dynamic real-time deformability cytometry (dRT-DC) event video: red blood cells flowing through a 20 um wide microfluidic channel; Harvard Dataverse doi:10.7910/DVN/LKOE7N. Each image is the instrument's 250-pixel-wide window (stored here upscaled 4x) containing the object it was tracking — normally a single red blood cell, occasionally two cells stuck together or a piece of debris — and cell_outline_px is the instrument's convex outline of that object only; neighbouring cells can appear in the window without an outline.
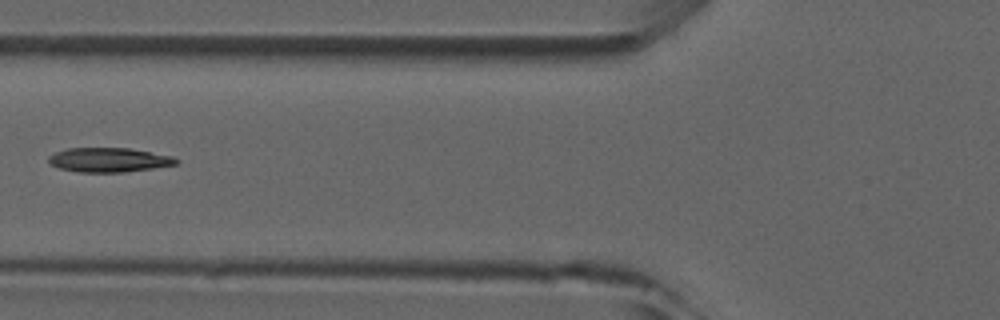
{"species": "common noctule bat (a hibernating species)", "species_latin": "Nyctalus noctula", "temperature_condition": "room temperature", "stored_images_in_passage": 3, "camera_frame_rate_fps": 3000, "um_per_image_px": 0.085, "animal": {"sex": "male", "forearm_length_mm": 52.5}, "frame": {"image": 1, "passage_image": 2, "time_ms": 1.333, "image_size_px": [1000, 320], "cell_outline_px": [[180, 164], [124, 172], [80, 172], [60, 168], [52, 164], [48, 160], [48, 156], [56, 152], [68, 148], [128, 148], [172, 156], [180, 160]], "centroid_in_image_um": [9.29, 13.59], "position_along_channel_um": 116.5, "area_um2": 17.98}}
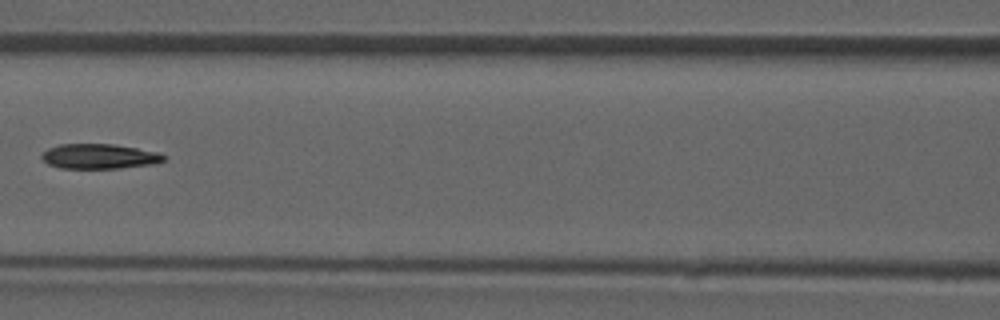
{"frame": {"image": 2, "passage_image": 3, "time_ms": 2.333, "image_size_px": [1000, 320], "cell_outline_px": [[164, 160], [152, 164], [120, 168], [60, 168], [48, 164], [40, 156], [48, 148], [60, 144], [112, 144], [160, 152], [164, 156]], "centroid_in_image_um": [8.42, 13.29], "position_along_channel_um": 158.2, "area_um2": 17.57}}